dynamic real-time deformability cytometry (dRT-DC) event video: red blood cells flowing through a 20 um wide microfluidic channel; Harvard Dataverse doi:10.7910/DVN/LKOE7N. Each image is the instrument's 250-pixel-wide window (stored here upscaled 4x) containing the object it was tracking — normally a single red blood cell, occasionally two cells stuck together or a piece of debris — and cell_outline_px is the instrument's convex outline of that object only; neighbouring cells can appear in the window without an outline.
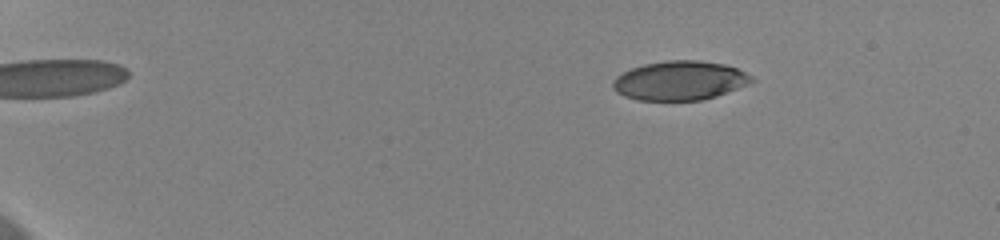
{"species": "human", "species_latin": "Homo sapiens", "temperature_condition": "cold", "stored_images_in_passage": 55, "camera_frame_rate_fps": 3000, "um_per_image_px": 0.085, "donor": {"sex": "female"}, "frame": {"image": 1, "passage_image": 7, "time_ms": 2.0, "image_size_px": [1000, 240], "cell_outline_px": [[756, 80], [748, 84], [716, 96], [700, 100], [636, 100], [624, 96], [616, 92], [612, 88], [612, 80], [616, 76], [632, 68], [644, 64], [668, 60], [700, 60], [724, 64], [736, 68], [752, 76]], "centroid_in_image_um": [57.76, 6.85], "position_along_channel_um": 27.2, "area_um2": 31.67}}
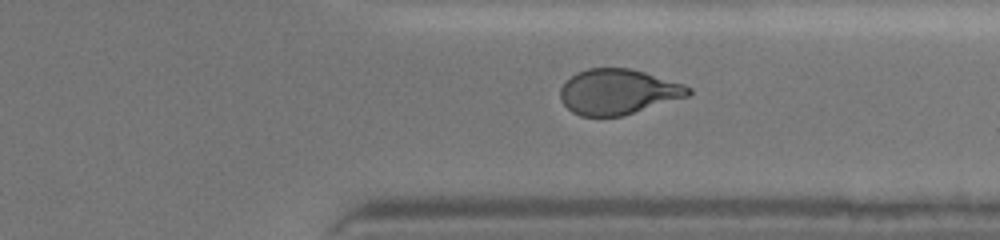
{"frame": {"image": 2, "passage_image": 44, "time_ms": 14.333, "image_size_px": [1000, 240], "cell_outline_px": [[692, 92], [688, 96], [624, 116], [580, 116], [572, 112], [560, 100], [560, 88], [576, 72], [588, 68], [628, 68], [644, 72], [684, 84], [692, 88]], "centroid_in_image_um": [52.54, 7.81], "position_along_channel_um": 358.9, "area_um2": 33.81}}
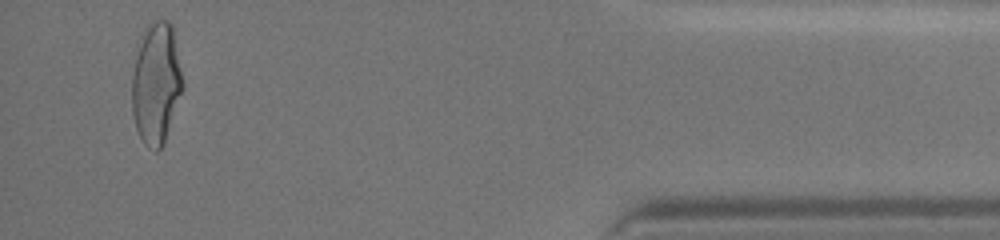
{"frame": {"image": 3, "passage_image": 53, "time_ms": 17.333, "image_size_px": [1000, 240], "cell_outline_px": [[184, 88], [164, 144], [156, 152], [148, 148], [144, 144], [136, 128], [132, 112], [132, 76], [140, 36], [144, 28], [152, 20], [168, 20], [172, 24], [184, 84]], "centroid_in_image_um": [13.28, 7.09], "position_along_channel_um": 421.9, "area_um2": 36.36}, "authors_computed_cell_mechanics": {"area_um2": 33.9864, "velocity_mm_per_s": 3.6513, "shape_relaxation_time_tau1_ms": 4.3789, "shape_relaxation_time_tau2_ms": 1.3648, "deformation_change_tau1": 0.1693, "deformation_change_tau2": 0.0767}}